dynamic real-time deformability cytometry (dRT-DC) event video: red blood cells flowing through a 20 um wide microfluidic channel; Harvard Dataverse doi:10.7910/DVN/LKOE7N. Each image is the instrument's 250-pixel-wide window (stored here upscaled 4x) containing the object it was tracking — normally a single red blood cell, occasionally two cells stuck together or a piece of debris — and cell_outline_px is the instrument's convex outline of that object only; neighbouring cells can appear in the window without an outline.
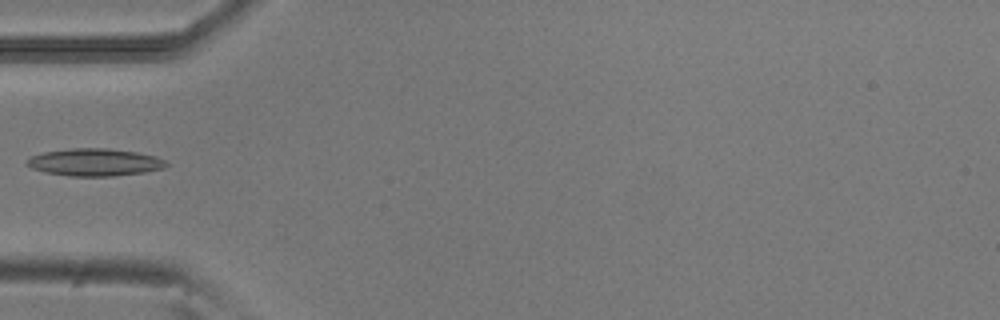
{"species": "common noctule bat (a hibernating species)", "species_latin": "Nyctalus noctula", "temperature_condition": "room temperature", "stored_images_in_passage": 5, "camera_frame_rate_fps": 3000, "um_per_image_px": 0.085, "animal": {"sex": "male", "body_mass_g": 20.5, "forearm_length_mm": 52.5}, "frame": {"image": 1, "passage_image": 5, "time_ms": 1.333, "image_size_px": [1000, 320], "cell_outline_px": [[168, 164], [164, 168], [144, 172], [112, 176], [68, 176], [44, 172], [32, 168], [24, 164], [28, 156], [44, 152], [68, 148], [108, 148], [136, 152], [156, 156], [164, 160]], "centroid_in_image_um": [7.99, 13.79], "position_along_channel_um": 77.0, "area_um2": 22.43}}